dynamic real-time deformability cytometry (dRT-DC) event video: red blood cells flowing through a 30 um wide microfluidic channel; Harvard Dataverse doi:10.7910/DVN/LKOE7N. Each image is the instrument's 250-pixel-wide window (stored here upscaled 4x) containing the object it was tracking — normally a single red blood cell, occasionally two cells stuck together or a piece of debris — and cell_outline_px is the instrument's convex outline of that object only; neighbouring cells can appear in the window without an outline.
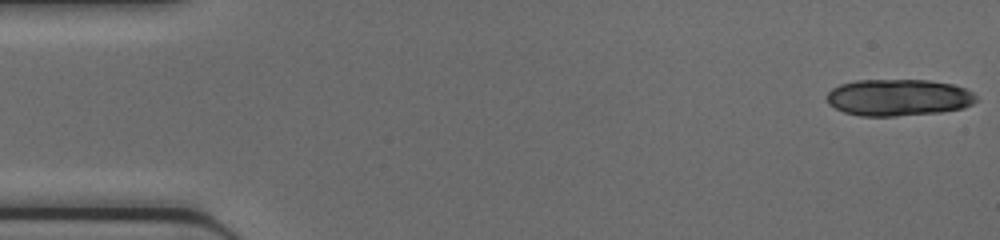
{"species": "common noctule bat (a hibernating species)", "species_latin": "Nyctalus noctula", "temperature_condition": "cold", "stored_images_in_passage": 45, "camera_frame_rate_fps": 3000, "um_per_image_px": 0.085, "animal": {"sex": "female", "body_mass_g": 17.0, "forearm_length_mm": 48.0}, "frame": {"image": 1, "passage_image": 1, "time_ms": 0.0, "image_size_px": [1000, 240], "cell_outline_px": [[976, 100], [972, 104], [964, 108], [940, 112], [896, 116], [860, 116], [844, 112], [828, 104], [824, 96], [832, 88], [840, 84], [856, 80], [928, 80], [952, 84], [964, 88], [972, 92], [976, 96]], "centroid_in_image_um": [76.33, 8.29], "position_along_channel_um": 8.7, "area_um2": 32.14}}
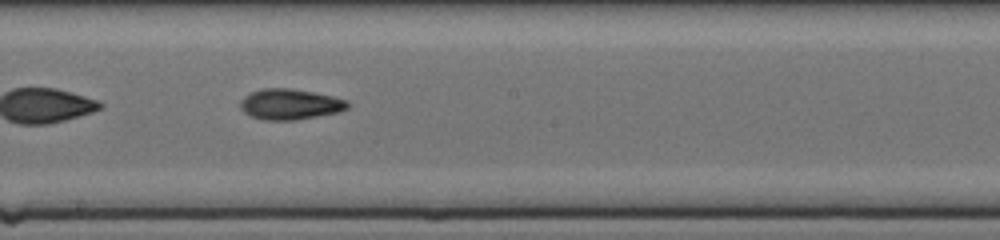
{"frame": {"image": 2, "passage_image": 25, "time_ms": 8.0, "image_size_px": [1000, 240], "cell_outline_px": [[348, 108], [340, 112], [296, 120], [264, 120], [252, 116], [244, 112], [240, 108], [240, 100], [244, 96], [252, 92], [264, 88], [288, 88], [312, 92], [332, 96], [348, 100]], "centroid_in_image_um": [24.65, 8.86], "position_along_channel_um": 223.5, "area_um2": 19.13}}
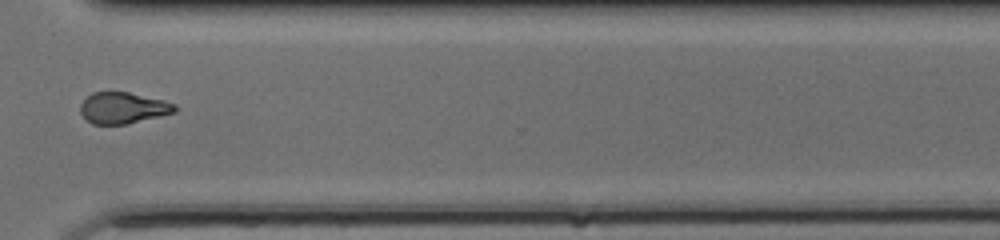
{"frame": {"image": 3, "passage_image": 34, "time_ms": 11.0, "image_size_px": [1000, 240], "cell_outline_px": [[176, 112], [160, 116], [124, 124], [92, 124], [80, 112], [80, 104], [92, 92], [128, 92], [164, 100], [176, 104]], "centroid_in_image_um": [10.46, 9.16], "position_along_channel_um": 360.1, "area_um2": 17.05}}